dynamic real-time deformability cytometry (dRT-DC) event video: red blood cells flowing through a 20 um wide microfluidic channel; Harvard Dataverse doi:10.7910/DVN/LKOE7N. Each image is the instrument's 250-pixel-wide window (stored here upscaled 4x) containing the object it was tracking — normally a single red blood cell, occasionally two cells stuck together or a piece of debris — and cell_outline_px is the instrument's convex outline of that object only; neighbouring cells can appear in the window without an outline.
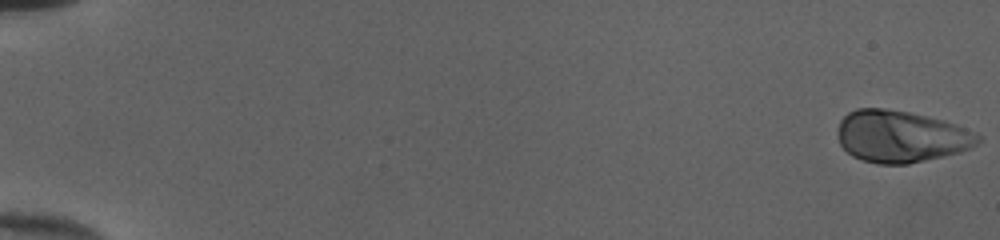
{"species": "human", "species_latin": "Homo sapiens", "temperature_condition": "cold", "stored_images_in_passage": 52, "camera_frame_rate_fps": 3000, "um_per_image_px": 0.085, "donor": {"sex": "female"}, "frame": {"image": 1, "passage_image": 1, "time_ms": 0.0, "image_size_px": [1000, 240], "cell_outline_px": [[980, 140], [972, 148], [960, 152], [908, 164], [876, 164], [852, 156], [840, 144], [840, 120], [848, 112], [856, 108], [884, 108], [908, 112], [944, 120], [956, 124], [976, 132], [980, 136]], "centroid_in_image_um": [76.61, 11.6], "position_along_channel_um": 8.4, "area_um2": 42.25}}
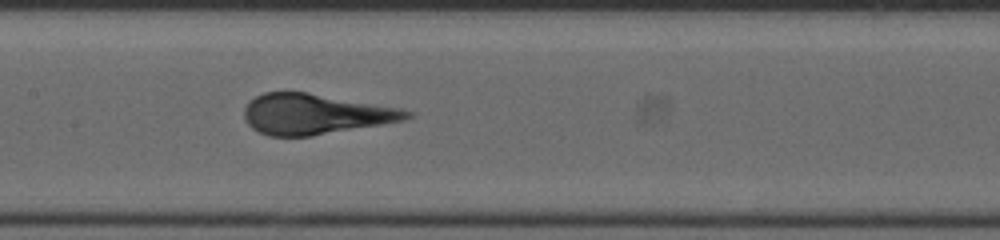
{"frame": {"image": 2, "passage_image": 28, "time_ms": 9.0, "image_size_px": [1000, 240], "cell_outline_px": [[412, 116], [404, 120], [384, 124], [312, 136], [268, 136], [252, 128], [244, 120], [244, 108], [248, 100], [264, 92], [308, 92], [400, 108], [412, 112]], "centroid_in_image_um": [26.75, 9.7], "position_along_channel_um": 180.6, "area_um2": 38.38}}
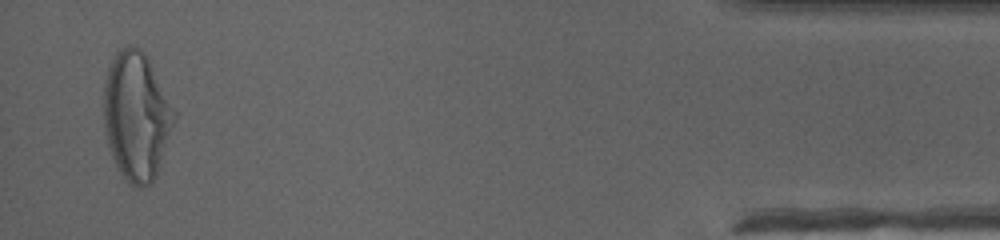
{"frame": {"image": 3, "passage_image": 51, "time_ms": 16.667, "image_size_px": [1000, 240], "cell_outline_px": [[180, 112], [156, 176], [148, 184], [140, 188], [136, 188], [124, 180], [116, 168], [108, 144], [104, 128], [104, 80], [108, 68], [116, 52], [120, 48], [128, 44], [132, 44], [140, 48], [144, 52]], "centroid_in_image_um": [11.65, 9.85], "position_along_channel_um": 423.6, "area_um2": 54.1}}